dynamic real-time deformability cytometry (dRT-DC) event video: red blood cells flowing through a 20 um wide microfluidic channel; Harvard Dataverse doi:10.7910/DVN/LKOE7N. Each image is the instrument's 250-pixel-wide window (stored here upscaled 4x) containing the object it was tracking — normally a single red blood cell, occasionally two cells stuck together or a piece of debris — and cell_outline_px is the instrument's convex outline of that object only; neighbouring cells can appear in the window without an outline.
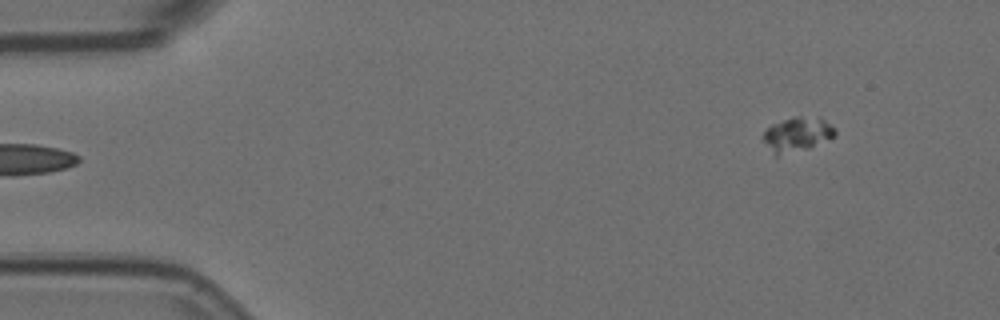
{"species": "Egyptian fruit bat (a non-hibernating species)", "species_latin": "Rousettus aegyptiacus", "temperature_condition": "room temperature", "stored_images_in_passage": 6, "segment_of_instrument_passage": [2, 2], "camera_frame_rate_fps": 3000, "um_per_image_px": 0.085, "animal": {"sex": "female"}, "frame": {"image": 1, "passage_image": 6, "time_ms": 1.667, "image_size_px": [1000, 320], "cell_outline_px": [[836, 136], [808, 148], [776, 156], [772, 156], [764, 140], [764, 132], [772, 124], [796, 116], [820, 116], [836, 128]], "centroid_in_image_um": [67.8, 11.41], "position_along_channel_um": 17.2, "area_um2": 14.51}}